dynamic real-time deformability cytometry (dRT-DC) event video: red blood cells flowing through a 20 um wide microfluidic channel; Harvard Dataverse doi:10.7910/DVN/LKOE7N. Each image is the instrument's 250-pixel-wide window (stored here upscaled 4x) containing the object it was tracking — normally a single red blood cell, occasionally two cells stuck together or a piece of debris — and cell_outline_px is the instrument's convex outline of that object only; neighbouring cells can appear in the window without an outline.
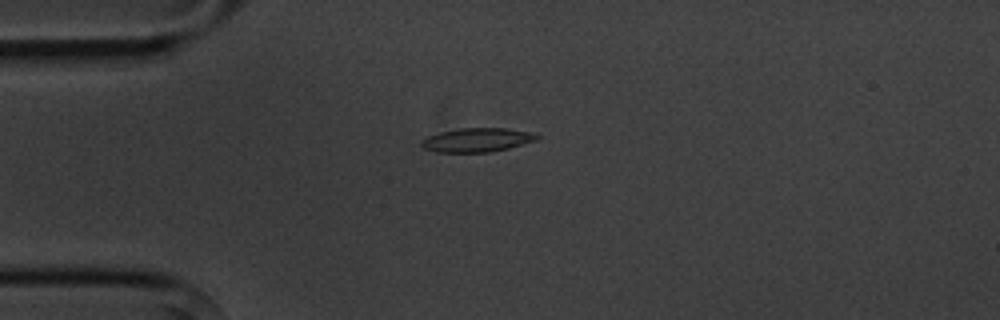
{"species": "common noctule bat (a hibernating species)", "species_latin": "Nyctalus noctula", "temperature_condition": "cold", "stored_images_in_passage": 3, "camera_frame_rate_fps": 3000, "um_per_image_px": 0.085, "animal": {"sex": "male", "body_mass_g": 20.1, "forearm_length_mm": 53.5}, "frame": {"image": 1, "passage_image": 2, "time_ms": 1.0, "image_size_px": [1000, 320], "cell_outline_px": [[540, 136], [536, 140], [508, 148], [488, 152], [436, 152], [424, 148], [420, 144], [420, 140], [428, 136], [440, 132], [460, 128], [508, 128], [528, 132]], "centroid_in_image_um": [40.5, 11.89], "position_along_channel_um": 44.5, "area_um2": 15.95}}
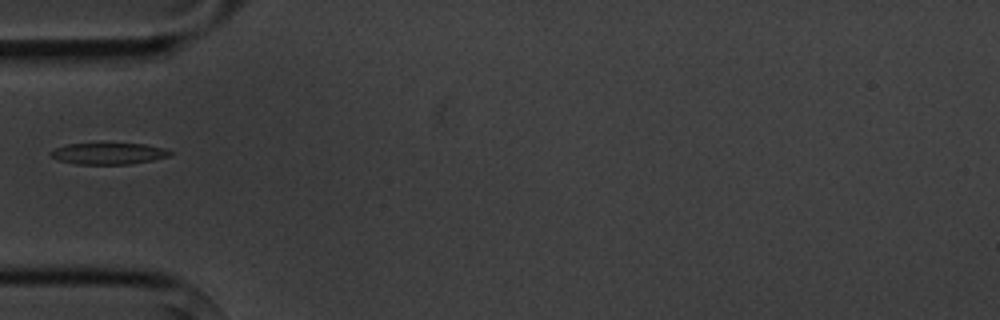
{"frame": {"image": 2, "passage_image": 3, "time_ms": 2.333, "image_size_px": [1000, 320], "cell_outline_px": [[172, 152], [168, 156], [152, 160], [132, 164], [76, 164], [56, 160], [48, 156], [48, 152], [56, 148], [68, 144], [144, 144], [164, 148]], "centroid_in_image_um": [9.16, 13.06], "position_along_channel_um": 75.8, "area_um2": 14.85}}